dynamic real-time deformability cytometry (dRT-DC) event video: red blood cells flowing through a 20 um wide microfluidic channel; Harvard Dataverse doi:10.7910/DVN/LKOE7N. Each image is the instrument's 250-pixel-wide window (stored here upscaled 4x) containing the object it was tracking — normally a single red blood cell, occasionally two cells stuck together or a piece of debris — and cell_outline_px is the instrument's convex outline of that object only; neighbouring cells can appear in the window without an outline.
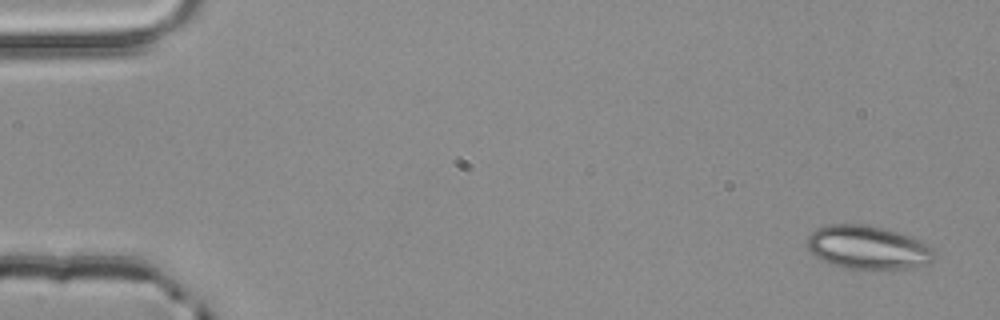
{"species": "common noctule bat (a hibernating species)", "species_latin": "Nyctalus noctula", "temperature_condition": "room temperature", "stored_images_in_passage": 4, "camera_frame_rate_fps": 3000, "um_per_image_px": 0.085, "animal": {"sex": "male", "body_mass_g": 20.4}, "frame": {"image": 1, "passage_image": 1, "time_ms": 0.0, "image_size_px": [1000, 320], "cell_outline_px": [[936, 260], [928, 264], [908, 268], [872, 272], [844, 268], [820, 260], [804, 244], [804, 240], [816, 228], [828, 224], [864, 224], [884, 228], [912, 236], [920, 240], [932, 248], [936, 256]], "centroid_in_image_um": [73.77, 21.07], "position_along_channel_um": 11.2, "area_um2": 33.41}}